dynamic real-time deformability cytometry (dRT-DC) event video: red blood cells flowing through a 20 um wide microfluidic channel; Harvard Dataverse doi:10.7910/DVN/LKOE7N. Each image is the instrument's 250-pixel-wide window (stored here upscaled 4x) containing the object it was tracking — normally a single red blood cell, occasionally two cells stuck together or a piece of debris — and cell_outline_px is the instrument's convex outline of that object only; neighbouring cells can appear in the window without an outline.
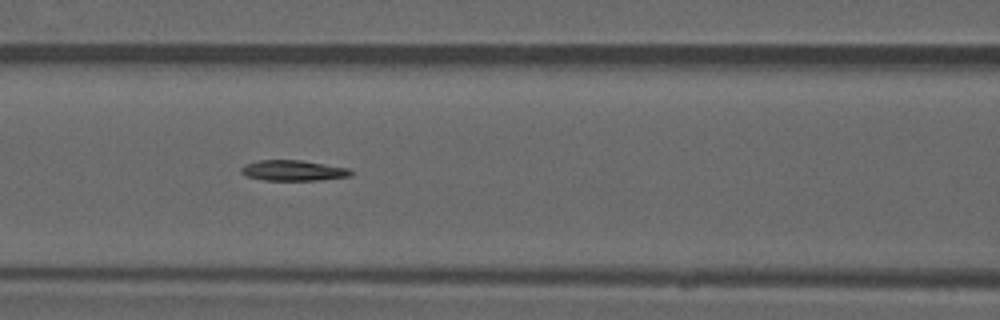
{"species": "common noctule bat (a hibernating species)", "species_latin": "Nyctalus noctula", "temperature_condition": "warm", "stored_images_in_passage": 5, "camera_frame_rate_fps": 3000, "um_per_image_px": 0.085, "animal": {"sex": "male", "forearm_length_mm": 52.5}, "frame": {"image": 1, "passage_image": 4, "time_ms": 3.333, "image_size_px": [1000, 320], "cell_outline_px": [[352, 176], [320, 180], [264, 180], [248, 176], [240, 172], [240, 168], [244, 164], [260, 160], [300, 160], [352, 168]], "centroid_in_image_um": [24.96, 14.49], "position_along_channel_um": 141.6, "area_um2": 13.24}}
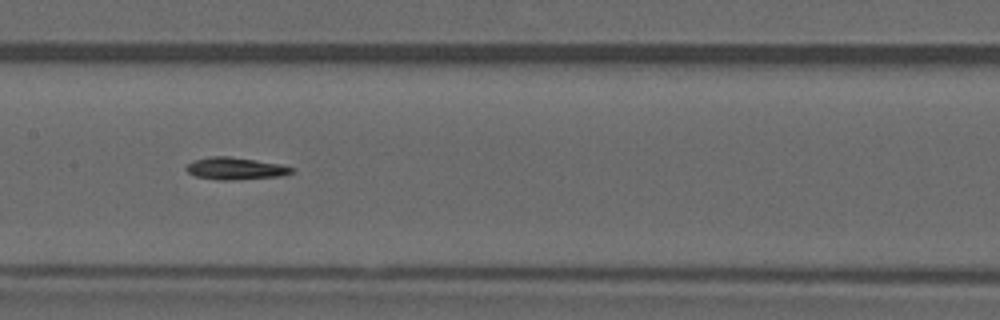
{"frame": {"image": 2, "passage_image": 5, "time_ms": 4.333, "image_size_px": [1000, 320], "cell_outline_px": [[292, 172], [284, 176], [232, 180], [216, 180], [196, 176], [188, 172], [184, 168], [188, 164], [196, 160], [212, 156], [228, 156], [256, 160], [280, 164], [292, 168]], "centroid_in_image_um": [20.0, 14.33], "position_along_channel_um": 187.4, "area_um2": 13.53}}